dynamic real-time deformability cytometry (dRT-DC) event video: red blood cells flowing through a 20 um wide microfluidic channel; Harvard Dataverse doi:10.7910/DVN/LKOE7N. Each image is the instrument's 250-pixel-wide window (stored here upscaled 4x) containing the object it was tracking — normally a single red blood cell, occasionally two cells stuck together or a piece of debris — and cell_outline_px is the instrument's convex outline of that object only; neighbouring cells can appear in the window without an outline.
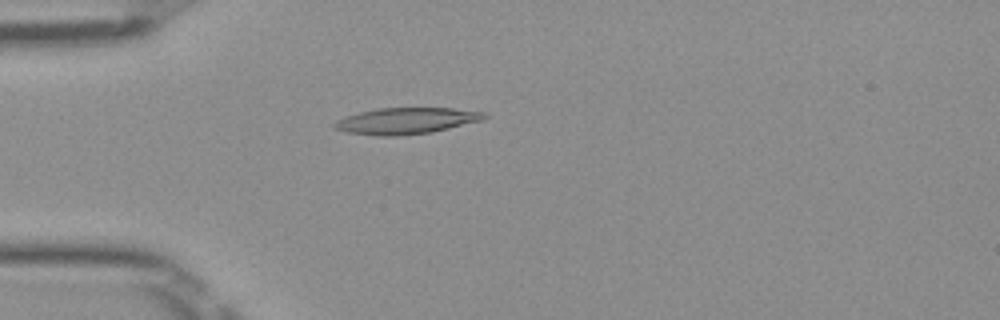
{"species": "Egyptian fruit bat (a non-hibernating species)", "species_latin": "Rousettus aegyptiacus", "temperature_condition": "room temperature", "stored_images_in_passage": 37, "camera_frame_rate_fps": 3000, "um_per_image_px": 0.085, "frame": {"image": 1, "passage_image": 1, "time_ms": 0.0, "image_size_px": [1000, 320], "cell_outline_px": [[488, 116], [484, 120], [432, 132], [396, 136], [380, 136], [348, 132], [336, 128], [332, 124], [336, 120], [360, 112], [376, 108], [452, 108], [488, 112]], "centroid_in_image_um": [34.6, 10.26], "position_along_channel_um": 50.4, "area_um2": 22.95}}
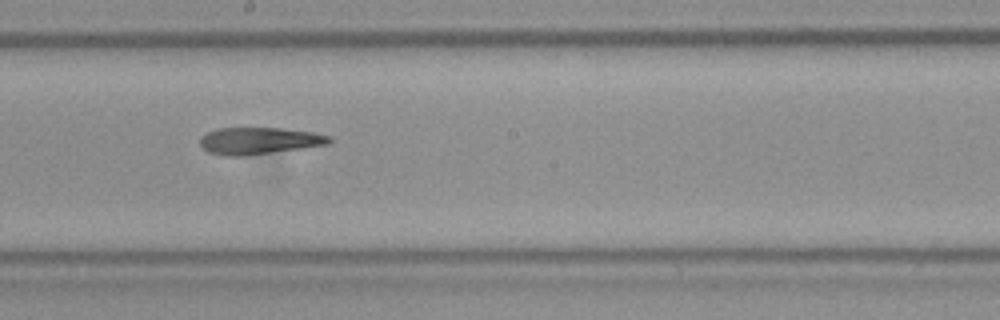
{"frame": {"image": 2, "passage_image": 15, "time_ms": 4.667, "image_size_px": [1000, 320], "cell_outline_px": [[332, 140], [328, 144], [244, 156], [224, 156], [208, 152], [200, 144], [200, 136], [216, 128], [284, 128], [312, 132], [332, 136]], "centroid_in_image_um": [22.0, 11.96], "position_along_channel_um": 226.2, "area_um2": 20.23}}
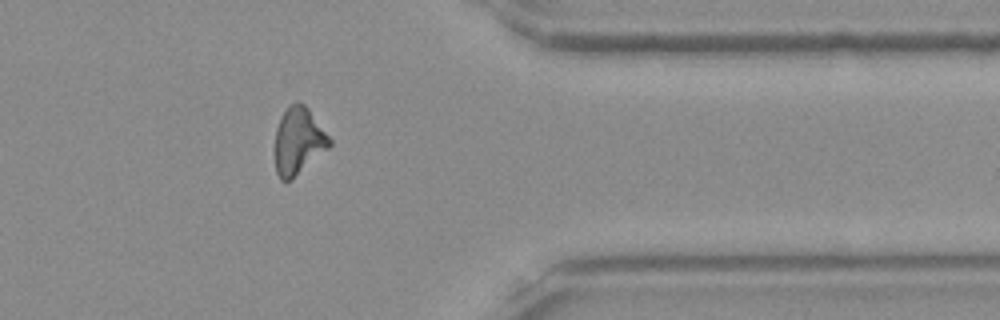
{"frame": {"image": 3, "passage_image": 28, "time_ms": 9.0, "image_size_px": [1000, 320], "cell_outline_px": [[332, 144], [328, 148], [292, 180], [280, 180], [276, 172], [276, 128], [280, 116], [296, 100], [300, 100], [308, 108], [332, 140]], "centroid_in_image_um": [25.37, 11.98], "position_along_channel_um": 386.0, "area_um2": 21.15}, "authors_computed_cell_mechanics": {"area_um2": 20.8658, "velocity_mm_per_s": 4.016, "shape_relaxation_time_tau1_ms": null, "shape_relaxation_time_tau2_ms": 7.6463, "deformation_change_tau1": null, "deformation_change_tau2": 0.2007}}